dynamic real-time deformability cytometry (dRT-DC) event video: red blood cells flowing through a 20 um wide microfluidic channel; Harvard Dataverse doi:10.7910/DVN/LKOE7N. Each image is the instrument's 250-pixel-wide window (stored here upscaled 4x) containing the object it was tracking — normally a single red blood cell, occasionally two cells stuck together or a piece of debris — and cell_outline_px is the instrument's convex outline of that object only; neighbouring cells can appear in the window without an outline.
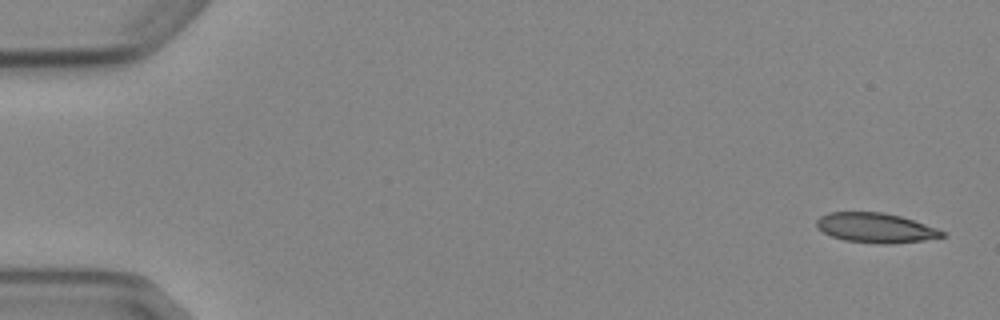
{"species": "Egyptian fruit bat (a non-hibernating species)", "species_latin": "Rousettus aegyptiacus", "temperature_condition": "cold", "stored_images_in_passage": 5, "camera_frame_rate_fps": 3000, "um_per_image_px": 0.085, "animal": {"sex": "female"}, "frame": {"image": 1, "passage_image": 1, "time_ms": 0.0, "image_size_px": [1000, 320], "cell_outline_px": [[944, 236], [924, 240], [888, 244], [880, 244], [844, 240], [832, 236], [824, 232], [816, 224], [816, 220], [820, 216], [828, 212], [880, 212], [900, 216], [936, 228], [944, 232]], "centroid_in_image_um": [74.4, 19.36], "position_along_channel_um": 10.6, "area_um2": 21.44}}
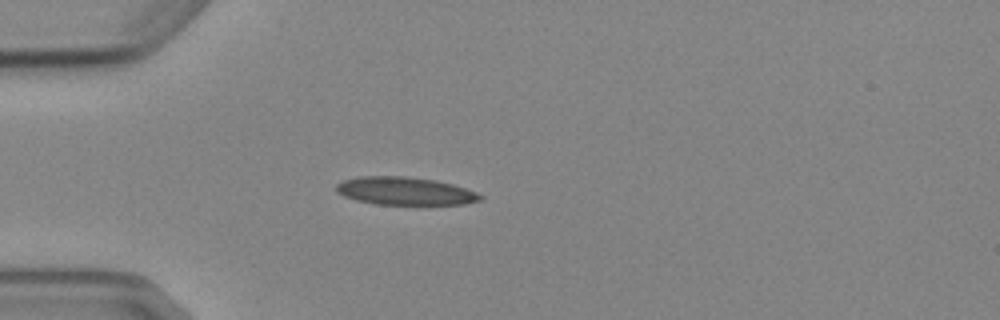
{"frame": {"image": 2, "passage_image": 5, "time_ms": 4.333, "image_size_px": [1000, 320], "cell_outline_px": [[484, 196], [480, 200], [464, 204], [376, 204], [356, 200], [344, 196], [336, 192], [336, 184], [344, 180], [360, 176], [404, 176], [436, 180], [452, 184], [476, 192]], "centroid_in_image_um": [34.4, 16.23], "position_along_channel_um": 50.6, "area_um2": 23.29}}